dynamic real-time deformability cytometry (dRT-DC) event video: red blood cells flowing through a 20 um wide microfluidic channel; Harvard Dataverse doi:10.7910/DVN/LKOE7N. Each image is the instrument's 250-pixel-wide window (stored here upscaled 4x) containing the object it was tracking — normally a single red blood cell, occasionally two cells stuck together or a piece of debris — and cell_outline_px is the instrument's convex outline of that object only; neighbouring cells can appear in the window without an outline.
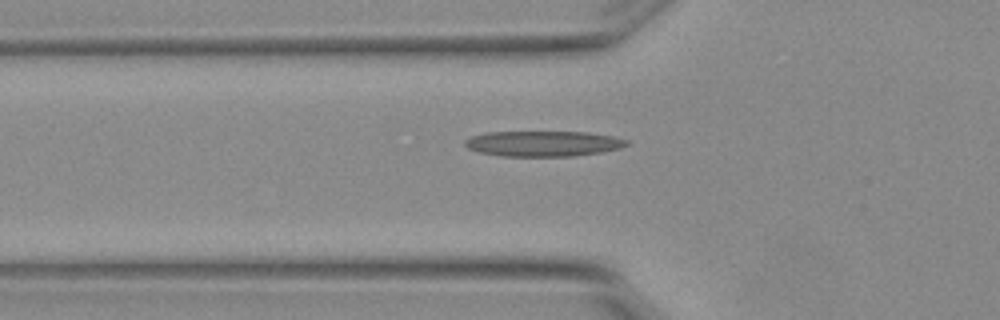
{"species": "Egyptian fruit bat (a non-hibernating species)", "species_latin": "Rousettus aegyptiacus", "temperature_condition": "warm", "stored_images_in_passage": 5, "camera_frame_rate_fps": 3000, "um_per_image_px": 0.085, "animal": {"sex": "female"}, "frame": {"image": 1, "passage_image": 5, "time_ms": 1.333, "image_size_px": [1000, 320], "cell_outline_px": [[628, 144], [620, 148], [600, 152], [572, 156], [500, 156], [480, 152], [468, 148], [464, 144], [464, 140], [472, 136], [484, 132], [588, 132], [612, 136], [628, 140]], "centroid_in_image_um": [46.15, 12.2], "position_along_channel_um": 79.7, "area_um2": 23.93}}